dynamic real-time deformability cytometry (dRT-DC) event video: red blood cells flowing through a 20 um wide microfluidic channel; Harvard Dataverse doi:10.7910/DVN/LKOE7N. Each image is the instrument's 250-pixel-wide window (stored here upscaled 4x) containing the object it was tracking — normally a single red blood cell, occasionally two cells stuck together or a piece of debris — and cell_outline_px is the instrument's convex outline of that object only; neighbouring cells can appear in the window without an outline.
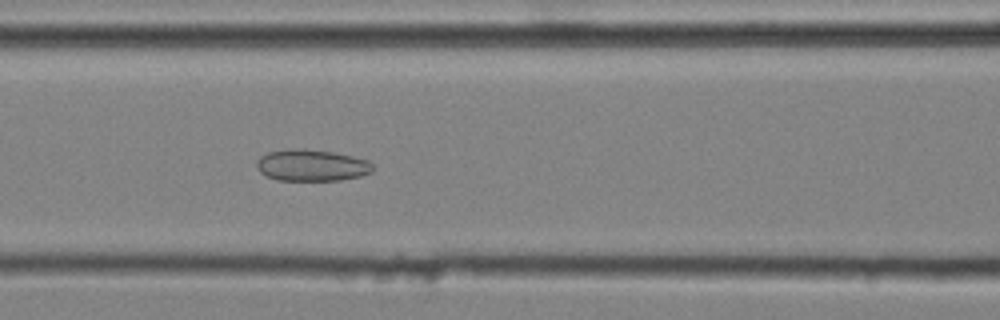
{"species": "common noctule bat (a hibernating species)", "species_latin": "Nyctalus noctula", "temperature_condition": "cold", "stored_images_in_passage": 47, "camera_frame_rate_fps": 3000, "um_per_image_px": 0.085, "animal": {"sex": "male", "body_mass_g": 20.4}, "frame": {"image": 1, "passage_image": 21, "time_ms": 6.667, "image_size_px": [1000, 320], "cell_outline_px": [[372, 172], [360, 176], [340, 180], [276, 180], [260, 172], [256, 168], [256, 160], [260, 156], [268, 152], [292, 148], [304, 148], [332, 152], [352, 156], [368, 160], [372, 164]], "centroid_in_image_um": [26.46, 14.04], "position_along_channel_um": 140.1, "area_um2": 21.44}}
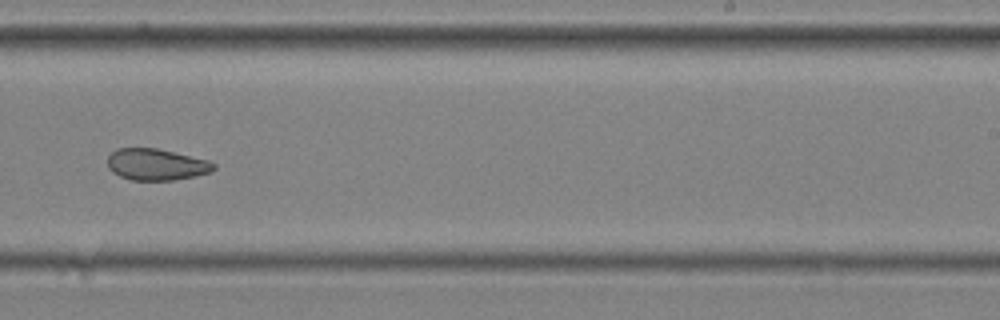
{"frame": {"image": 2, "passage_image": 31, "time_ms": 10.0, "image_size_px": [1000, 320], "cell_outline_px": [[216, 168], [212, 172], [196, 176], [172, 180], [132, 180], [120, 176], [112, 172], [108, 168], [108, 156], [116, 148], [156, 148], [208, 160], [216, 164]], "centroid_in_image_um": [13.29, 13.98], "position_along_channel_um": 275.7, "area_um2": 19.54}}
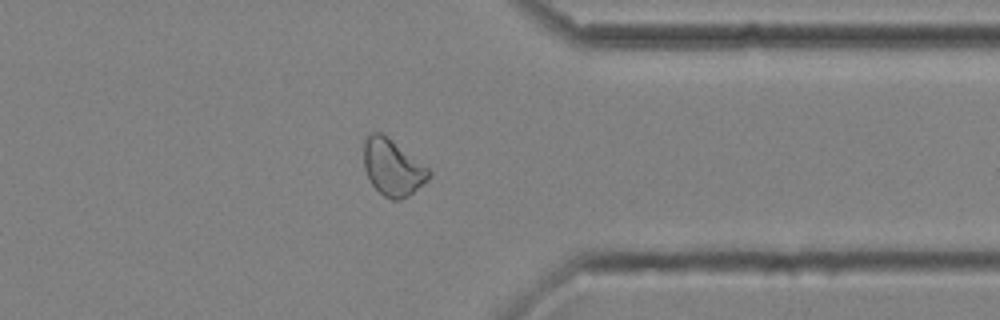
{"frame": {"image": 3, "passage_image": 39, "time_ms": 12.667, "image_size_px": [1000, 320], "cell_outline_px": [[432, 176], [428, 180], [408, 196], [400, 200], [392, 200], [384, 196], [372, 184], [364, 168], [364, 140], [372, 132], [380, 132], [388, 136], [428, 168], [432, 172]], "centroid_in_image_um": [33.38, 14.23], "position_along_channel_um": 378.0, "area_um2": 21.33}, "authors_computed_cell_mechanics": {"area_um2": 22.7154, "velocity_mm_per_s": 4.0744, "shape_relaxation_time_tau1_ms": null, "shape_relaxation_time_tau2_ms": 2.9428, "deformation_change_tau1": null, "deformation_change_tau2": 0.0939}}